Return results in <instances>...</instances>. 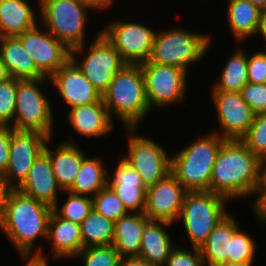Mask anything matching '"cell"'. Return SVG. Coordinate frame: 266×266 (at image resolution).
I'll list each match as a JSON object with an SVG mask.
<instances>
[{"label": "cell", "mask_w": 266, "mask_h": 266, "mask_svg": "<svg viewBox=\"0 0 266 266\" xmlns=\"http://www.w3.org/2000/svg\"><path fill=\"white\" fill-rule=\"evenodd\" d=\"M261 181V160L241 140H226L212 169L210 192L239 199L259 193Z\"/></svg>", "instance_id": "6da1fadb"}, {"label": "cell", "mask_w": 266, "mask_h": 266, "mask_svg": "<svg viewBox=\"0 0 266 266\" xmlns=\"http://www.w3.org/2000/svg\"><path fill=\"white\" fill-rule=\"evenodd\" d=\"M52 207L21 193L18 189L9 192L0 229L22 256H30L38 236L47 239Z\"/></svg>", "instance_id": "7a4b0ae2"}, {"label": "cell", "mask_w": 266, "mask_h": 266, "mask_svg": "<svg viewBox=\"0 0 266 266\" xmlns=\"http://www.w3.org/2000/svg\"><path fill=\"white\" fill-rule=\"evenodd\" d=\"M110 117L116 115L127 128H136L149 113L144 76L140 64H126L102 94Z\"/></svg>", "instance_id": "3957f363"}, {"label": "cell", "mask_w": 266, "mask_h": 266, "mask_svg": "<svg viewBox=\"0 0 266 266\" xmlns=\"http://www.w3.org/2000/svg\"><path fill=\"white\" fill-rule=\"evenodd\" d=\"M225 141L211 132L171 157V173L188 192L210 191L212 169Z\"/></svg>", "instance_id": "277c9868"}, {"label": "cell", "mask_w": 266, "mask_h": 266, "mask_svg": "<svg viewBox=\"0 0 266 266\" xmlns=\"http://www.w3.org/2000/svg\"><path fill=\"white\" fill-rule=\"evenodd\" d=\"M46 30L61 41L70 53L84 50L87 10L98 8L87 0H39Z\"/></svg>", "instance_id": "5b68a950"}, {"label": "cell", "mask_w": 266, "mask_h": 266, "mask_svg": "<svg viewBox=\"0 0 266 266\" xmlns=\"http://www.w3.org/2000/svg\"><path fill=\"white\" fill-rule=\"evenodd\" d=\"M228 199L210 191L187 192L178 220L182 219L193 248H199L217 224L229 213Z\"/></svg>", "instance_id": "8992f818"}, {"label": "cell", "mask_w": 266, "mask_h": 266, "mask_svg": "<svg viewBox=\"0 0 266 266\" xmlns=\"http://www.w3.org/2000/svg\"><path fill=\"white\" fill-rule=\"evenodd\" d=\"M209 43V35L173 27L170 31L156 33L149 61L187 71L190 63L202 59Z\"/></svg>", "instance_id": "52a82bcc"}, {"label": "cell", "mask_w": 266, "mask_h": 266, "mask_svg": "<svg viewBox=\"0 0 266 266\" xmlns=\"http://www.w3.org/2000/svg\"><path fill=\"white\" fill-rule=\"evenodd\" d=\"M49 78L17 79L16 105L13 125L17 131L38 132L52 137L53 110L51 102L38 84Z\"/></svg>", "instance_id": "ba28073f"}, {"label": "cell", "mask_w": 266, "mask_h": 266, "mask_svg": "<svg viewBox=\"0 0 266 266\" xmlns=\"http://www.w3.org/2000/svg\"><path fill=\"white\" fill-rule=\"evenodd\" d=\"M145 82V91L150 109L182 102L185 99L186 70L152 63L149 60L140 64Z\"/></svg>", "instance_id": "9c48e42d"}, {"label": "cell", "mask_w": 266, "mask_h": 266, "mask_svg": "<svg viewBox=\"0 0 266 266\" xmlns=\"http://www.w3.org/2000/svg\"><path fill=\"white\" fill-rule=\"evenodd\" d=\"M136 129H127L130 133L129 154L122 159L138 172L145 187L148 188L171 173V157L152 139L135 135Z\"/></svg>", "instance_id": "30bf717a"}, {"label": "cell", "mask_w": 266, "mask_h": 266, "mask_svg": "<svg viewBox=\"0 0 266 266\" xmlns=\"http://www.w3.org/2000/svg\"><path fill=\"white\" fill-rule=\"evenodd\" d=\"M89 47V52L81 62H78L76 53H70V59L102 95L115 74L127 63L101 33L97 34V38Z\"/></svg>", "instance_id": "8fae6325"}, {"label": "cell", "mask_w": 266, "mask_h": 266, "mask_svg": "<svg viewBox=\"0 0 266 266\" xmlns=\"http://www.w3.org/2000/svg\"><path fill=\"white\" fill-rule=\"evenodd\" d=\"M127 64H141L150 59L155 31L135 22H113L100 32Z\"/></svg>", "instance_id": "7c38bea8"}, {"label": "cell", "mask_w": 266, "mask_h": 266, "mask_svg": "<svg viewBox=\"0 0 266 266\" xmlns=\"http://www.w3.org/2000/svg\"><path fill=\"white\" fill-rule=\"evenodd\" d=\"M48 140L47 136L38 132L17 131L12 128L9 162L3 174L12 189H17L26 180L30 168L44 152Z\"/></svg>", "instance_id": "4fadbf2b"}, {"label": "cell", "mask_w": 266, "mask_h": 266, "mask_svg": "<svg viewBox=\"0 0 266 266\" xmlns=\"http://www.w3.org/2000/svg\"><path fill=\"white\" fill-rule=\"evenodd\" d=\"M217 120L222 131L218 136L225 140H241L254 121L255 113L240 92L212 91Z\"/></svg>", "instance_id": "5bb4252c"}, {"label": "cell", "mask_w": 266, "mask_h": 266, "mask_svg": "<svg viewBox=\"0 0 266 266\" xmlns=\"http://www.w3.org/2000/svg\"><path fill=\"white\" fill-rule=\"evenodd\" d=\"M16 37L47 78L70 59V49L47 30L42 32L38 24Z\"/></svg>", "instance_id": "9a60e30c"}, {"label": "cell", "mask_w": 266, "mask_h": 266, "mask_svg": "<svg viewBox=\"0 0 266 266\" xmlns=\"http://www.w3.org/2000/svg\"><path fill=\"white\" fill-rule=\"evenodd\" d=\"M188 191L169 173L164 179L147 188L144 214L151 221L175 223Z\"/></svg>", "instance_id": "2e32d148"}, {"label": "cell", "mask_w": 266, "mask_h": 266, "mask_svg": "<svg viewBox=\"0 0 266 266\" xmlns=\"http://www.w3.org/2000/svg\"><path fill=\"white\" fill-rule=\"evenodd\" d=\"M49 79L70 108L90 105L102 99V95L71 59Z\"/></svg>", "instance_id": "e0dca14e"}, {"label": "cell", "mask_w": 266, "mask_h": 266, "mask_svg": "<svg viewBox=\"0 0 266 266\" xmlns=\"http://www.w3.org/2000/svg\"><path fill=\"white\" fill-rule=\"evenodd\" d=\"M108 186L123 202L128 212L144 213L147 188L138 172L122 158L113 177L108 175Z\"/></svg>", "instance_id": "ac0fdd59"}, {"label": "cell", "mask_w": 266, "mask_h": 266, "mask_svg": "<svg viewBox=\"0 0 266 266\" xmlns=\"http://www.w3.org/2000/svg\"><path fill=\"white\" fill-rule=\"evenodd\" d=\"M17 189L52 208L58 204L57 190L61 188L56 182L49 156L45 152L38 156L26 180Z\"/></svg>", "instance_id": "d6986e66"}, {"label": "cell", "mask_w": 266, "mask_h": 266, "mask_svg": "<svg viewBox=\"0 0 266 266\" xmlns=\"http://www.w3.org/2000/svg\"><path fill=\"white\" fill-rule=\"evenodd\" d=\"M68 121L75 132L86 137H102L115 127L102 99L90 105L71 108Z\"/></svg>", "instance_id": "ffe728a7"}, {"label": "cell", "mask_w": 266, "mask_h": 266, "mask_svg": "<svg viewBox=\"0 0 266 266\" xmlns=\"http://www.w3.org/2000/svg\"><path fill=\"white\" fill-rule=\"evenodd\" d=\"M51 139L46 142L44 152L49 156L57 184L61 190L67 191L79 173L85 154L77 145L67 141L58 144L56 150H50L47 143Z\"/></svg>", "instance_id": "44dd1931"}, {"label": "cell", "mask_w": 266, "mask_h": 266, "mask_svg": "<svg viewBox=\"0 0 266 266\" xmlns=\"http://www.w3.org/2000/svg\"><path fill=\"white\" fill-rule=\"evenodd\" d=\"M150 219L144 213H131L114 222L113 247L121 258L139 257L141 238Z\"/></svg>", "instance_id": "7402d4cb"}, {"label": "cell", "mask_w": 266, "mask_h": 266, "mask_svg": "<svg viewBox=\"0 0 266 266\" xmlns=\"http://www.w3.org/2000/svg\"><path fill=\"white\" fill-rule=\"evenodd\" d=\"M0 56L11 78L20 80L47 78L16 37L0 38Z\"/></svg>", "instance_id": "603a6c76"}, {"label": "cell", "mask_w": 266, "mask_h": 266, "mask_svg": "<svg viewBox=\"0 0 266 266\" xmlns=\"http://www.w3.org/2000/svg\"><path fill=\"white\" fill-rule=\"evenodd\" d=\"M47 238L51 240L53 257L76 258V255L83 249L80 224L67 221L52 212Z\"/></svg>", "instance_id": "cb8c5ba5"}, {"label": "cell", "mask_w": 266, "mask_h": 266, "mask_svg": "<svg viewBox=\"0 0 266 266\" xmlns=\"http://www.w3.org/2000/svg\"><path fill=\"white\" fill-rule=\"evenodd\" d=\"M172 225L168 222L149 221L142 233L139 258L156 266H165L173 247L169 233L164 227ZM164 226V227H163Z\"/></svg>", "instance_id": "d4e9b609"}, {"label": "cell", "mask_w": 266, "mask_h": 266, "mask_svg": "<svg viewBox=\"0 0 266 266\" xmlns=\"http://www.w3.org/2000/svg\"><path fill=\"white\" fill-rule=\"evenodd\" d=\"M238 229V223L230 213L217 224L200 247L206 266L229 262L230 240Z\"/></svg>", "instance_id": "484cf974"}, {"label": "cell", "mask_w": 266, "mask_h": 266, "mask_svg": "<svg viewBox=\"0 0 266 266\" xmlns=\"http://www.w3.org/2000/svg\"><path fill=\"white\" fill-rule=\"evenodd\" d=\"M26 0H0V38L13 37L37 25Z\"/></svg>", "instance_id": "4316f807"}, {"label": "cell", "mask_w": 266, "mask_h": 266, "mask_svg": "<svg viewBox=\"0 0 266 266\" xmlns=\"http://www.w3.org/2000/svg\"><path fill=\"white\" fill-rule=\"evenodd\" d=\"M227 23L239 42L257 34L261 9L249 0H228Z\"/></svg>", "instance_id": "83f0119b"}, {"label": "cell", "mask_w": 266, "mask_h": 266, "mask_svg": "<svg viewBox=\"0 0 266 266\" xmlns=\"http://www.w3.org/2000/svg\"><path fill=\"white\" fill-rule=\"evenodd\" d=\"M106 174V168L99 157H84L78 175L66 192L93 197L108 186V174Z\"/></svg>", "instance_id": "f1b7e54d"}, {"label": "cell", "mask_w": 266, "mask_h": 266, "mask_svg": "<svg viewBox=\"0 0 266 266\" xmlns=\"http://www.w3.org/2000/svg\"><path fill=\"white\" fill-rule=\"evenodd\" d=\"M248 56L237 49L222 68L219 80L212 91L240 92L248 81Z\"/></svg>", "instance_id": "f546056e"}, {"label": "cell", "mask_w": 266, "mask_h": 266, "mask_svg": "<svg viewBox=\"0 0 266 266\" xmlns=\"http://www.w3.org/2000/svg\"><path fill=\"white\" fill-rule=\"evenodd\" d=\"M83 249L90 246L112 245L114 222L94 210L80 224Z\"/></svg>", "instance_id": "4dcf8cb0"}, {"label": "cell", "mask_w": 266, "mask_h": 266, "mask_svg": "<svg viewBox=\"0 0 266 266\" xmlns=\"http://www.w3.org/2000/svg\"><path fill=\"white\" fill-rule=\"evenodd\" d=\"M67 193L69 194L68 199L63 202L61 208L59 209V205L56 204L52 210L57 216L67 221L81 224L82 221L93 211L92 197L77 195L71 192Z\"/></svg>", "instance_id": "1f68e13d"}, {"label": "cell", "mask_w": 266, "mask_h": 266, "mask_svg": "<svg viewBox=\"0 0 266 266\" xmlns=\"http://www.w3.org/2000/svg\"><path fill=\"white\" fill-rule=\"evenodd\" d=\"M92 202L95 212L113 222L129 213L123 202L109 186H106L94 195Z\"/></svg>", "instance_id": "d6a6232c"}, {"label": "cell", "mask_w": 266, "mask_h": 266, "mask_svg": "<svg viewBox=\"0 0 266 266\" xmlns=\"http://www.w3.org/2000/svg\"><path fill=\"white\" fill-rule=\"evenodd\" d=\"M241 141L261 161L266 157V113L256 114Z\"/></svg>", "instance_id": "836d02e7"}, {"label": "cell", "mask_w": 266, "mask_h": 266, "mask_svg": "<svg viewBox=\"0 0 266 266\" xmlns=\"http://www.w3.org/2000/svg\"><path fill=\"white\" fill-rule=\"evenodd\" d=\"M76 256L84 258V266H119L122 259L113 245L86 247Z\"/></svg>", "instance_id": "e575fe53"}, {"label": "cell", "mask_w": 266, "mask_h": 266, "mask_svg": "<svg viewBox=\"0 0 266 266\" xmlns=\"http://www.w3.org/2000/svg\"><path fill=\"white\" fill-rule=\"evenodd\" d=\"M255 243L250 235L238 229L230 240L229 262L253 264Z\"/></svg>", "instance_id": "d590c367"}, {"label": "cell", "mask_w": 266, "mask_h": 266, "mask_svg": "<svg viewBox=\"0 0 266 266\" xmlns=\"http://www.w3.org/2000/svg\"><path fill=\"white\" fill-rule=\"evenodd\" d=\"M17 79L10 78L0 84V126H10L14 120Z\"/></svg>", "instance_id": "8d00e7d4"}, {"label": "cell", "mask_w": 266, "mask_h": 266, "mask_svg": "<svg viewBox=\"0 0 266 266\" xmlns=\"http://www.w3.org/2000/svg\"><path fill=\"white\" fill-rule=\"evenodd\" d=\"M240 93L255 114L266 113V83L253 84L248 82Z\"/></svg>", "instance_id": "74e56055"}, {"label": "cell", "mask_w": 266, "mask_h": 266, "mask_svg": "<svg viewBox=\"0 0 266 266\" xmlns=\"http://www.w3.org/2000/svg\"><path fill=\"white\" fill-rule=\"evenodd\" d=\"M193 253L176 246L169 255L166 266H206L199 248H192Z\"/></svg>", "instance_id": "f35d334b"}, {"label": "cell", "mask_w": 266, "mask_h": 266, "mask_svg": "<svg viewBox=\"0 0 266 266\" xmlns=\"http://www.w3.org/2000/svg\"><path fill=\"white\" fill-rule=\"evenodd\" d=\"M248 81L253 84L266 83V51L255 52L248 58Z\"/></svg>", "instance_id": "ab89813d"}, {"label": "cell", "mask_w": 266, "mask_h": 266, "mask_svg": "<svg viewBox=\"0 0 266 266\" xmlns=\"http://www.w3.org/2000/svg\"><path fill=\"white\" fill-rule=\"evenodd\" d=\"M11 137L12 127L0 126V175H3L7 169Z\"/></svg>", "instance_id": "60d3db41"}, {"label": "cell", "mask_w": 266, "mask_h": 266, "mask_svg": "<svg viewBox=\"0 0 266 266\" xmlns=\"http://www.w3.org/2000/svg\"><path fill=\"white\" fill-rule=\"evenodd\" d=\"M259 191L260 193H257L259 194L258 198L253 202L252 208L259 221L266 223V180L261 181Z\"/></svg>", "instance_id": "b9f144b4"}, {"label": "cell", "mask_w": 266, "mask_h": 266, "mask_svg": "<svg viewBox=\"0 0 266 266\" xmlns=\"http://www.w3.org/2000/svg\"><path fill=\"white\" fill-rule=\"evenodd\" d=\"M12 188L6 182V179L3 175H0V221L3 216L4 207L9 195V192Z\"/></svg>", "instance_id": "7bdbcfd3"}, {"label": "cell", "mask_w": 266, "mask_h": 266, "mask_svg": "<svg viewBox=\"0 0 266 266\" xmlns=\"http://www.w3.org/2000/svg\"><path fill=\"white\" fill-rule=\"evenodd\" d=\"M42 252L43 251L39 248V250L35 251L30 258L29 256H22L25 261L29 260L25 266H48L46 257L42 254Z\"/></svg>", "instance_id": "ee69618b"}, {"label": "cell", "mask_w": 266, "mask_h": 266, "mask_svg": "<svg viewBox=\"0 0 266 266\" xmlns=\"http://www.w3.org/2000/svg\"><path fill=\"white\" fill-rule=\"evenodd\" d=\"M119 266H156L139 257L122 258Z\"/></svg>", "instance_id": "f6af8a7d"}, {"label": "cell", "mask_w": 266, "mask_h": 266, "mask_svg": "<svg viewBox=\"0 0 266 266\" xmlns=\"http://www.w3.org/2000/svg\"><path fill=\"white\" fill-rule=\"evenodd\" d=\"M258 33L259 35L261 34V36H263V40L266 41V8L261 9L260 22H259V28H258L257 34ZM265 47H266V44H265Z\"/></svg>", "instance_id": "bcb514c9"}, {"label": "cell", "mask_w": 266, "mask_h": 266, "mask_svg": "<svg viewBox=\"0 0 266 266\" xmlns=\"http://www.w3.org/2000/svg\"><path fill=\"white\" fill-rule=\"evenodd\" d=\"M9 72L7 71V68L5 64L1 60L0 56V84L6 82L8 79H10Z\"/></svg>", "instance_id": "7dc6e473"}, {"label": "cell", "mask_w": 266, "mask_h": 266, "mask_svg": "<svg viewBox=\"0 0 266 266\" xmlns=\"http://www.w3.org/2000/svg\"><path fill=\"white\" fill-rule=\"evenodd\" d=\"M249 1L260 9L266 8V0H249Z\"/></svg>", "instance_id": "c3c4849f"}, {"label": "cell", "mask_w": 266, "mask_h": 266, "mask_svg": "<svg viewBox=\"0 0 266 266\" xmlns=\"http://www.w3.org/2000/svg\"><path fill=\"white\" fill-rule=\"evenodd\" d=\"M215 266H252V264H243L238 262H225Z\"/></svg>", "instance_id": "681fc988"}, {"label": "cell", "mask_w": 266, "mask_h": 266, "mask_svg": "<svg viewBox=\"0 0 266 266\" xmlns=\"http://www.w3.org/2000/svg\"><path fill=\"white\" fill-rule=\"evenodd\" d=\"M113 4V0H101V10H105Z\"/></svg>", "instance_id": "f907efd6"}, {"label": "cell", "mask_w": 266, "mask_h": 266, "mask_svg": "<svg viewBox=\"0 0 266 266\" xmlns=\"http://www.w3.org/2000/svg\"><path fill=\"white\" fill-rule=\"evenodd\" d=\"M262 180H266V157L261 161Z\"/></svg>", "instance_id": "816d5d0a"}, {"label": "cell", "mask_w": 266, "mask_h": 266, "mask_svg": "<svg viewBox=\"0 0 266 266\" xmlns=\"http://www.w3.org/2000/svg\"><path fill=\"white\" fill-rule=\"evenodd\" d=\"M94 4L99 10H101V0H87Z\"/></svg>", "instance_id": "f5cc1de1"}]
</instances>
